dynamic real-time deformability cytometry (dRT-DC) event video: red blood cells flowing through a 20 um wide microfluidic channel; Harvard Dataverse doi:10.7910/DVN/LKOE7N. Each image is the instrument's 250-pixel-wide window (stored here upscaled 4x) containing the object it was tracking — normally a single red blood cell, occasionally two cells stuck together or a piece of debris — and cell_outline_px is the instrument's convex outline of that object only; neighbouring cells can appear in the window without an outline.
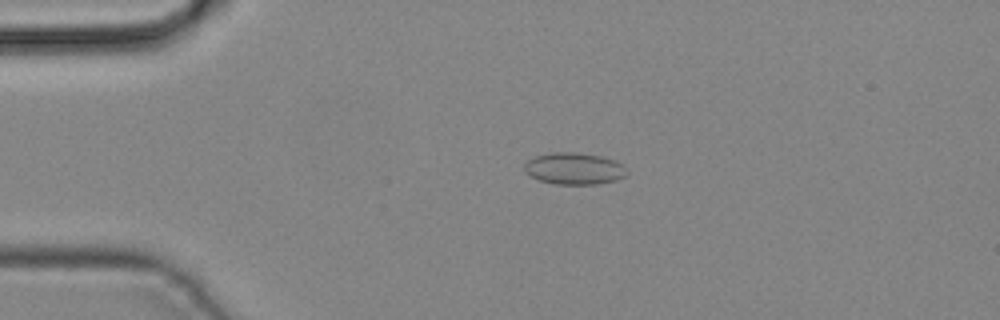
{"species": "common noctule bat (a hibernating species)", "species_latin": "Nyctalus noctula", "temperature_condition": "cold", "stored_images_in_passage": 35, "camera_frame_rate_fps": 3000, "um_per_image_px": 0.085, "animal": {"sex": "male", "body_mass_g": 19.2, "forearm_length_mm": 51.8}, "frame": {"image": 1, "passage_image": 1, "time_ms": 0.0, "image_size_px": [1000, 320], "cell_outline_px": [[628, 176], [616, 180], [596, 184], [556, 184], [540, 180], [524, 172], [524, 164], [528, 160], [536, 156], [548, 152], [576, 152], [600, 156], [616, 160], [624, 164], [628, 168]], "centroid_in_image_um": [48.86, 14.32], "position_along_channel_um": 36.1, "area_um2": 19.25}}
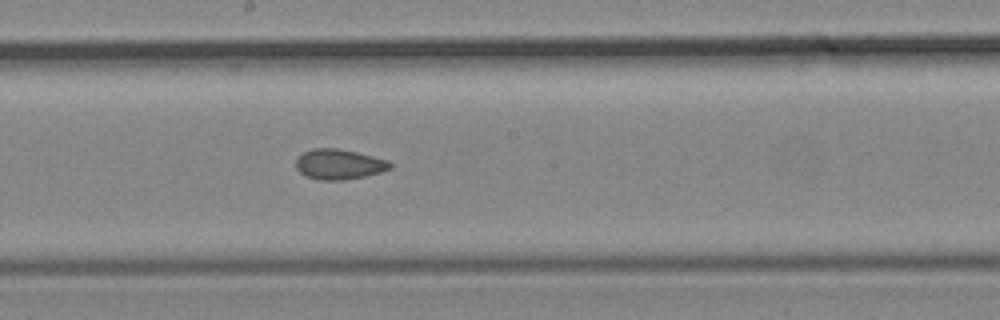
{"frame": {"image": 2, "passage_image": 15, "time_ms": 4.667, "image_size_px": [1000, 320], "cell_outline_px": [[392, 168], [380, 172], [364, 176], [344, 180], [320, 180], [304, 176], [296, 168], [296, 160], [304, 152], [316, 148], [336, 148], [356, 152], [388, 160], [392, 164]], "centroid_in_image_um": [28.82, 13.97], "position_along_channel_um": 219.4, "area_um2": 16.47}}
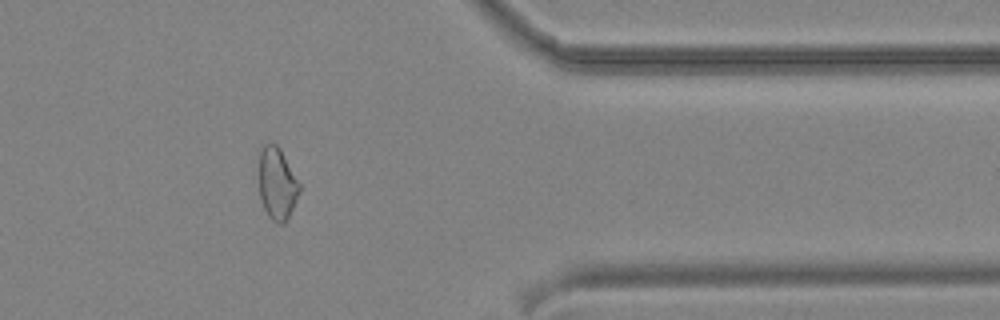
{"frame": {"image": 3, "passage_image": 27, "time_ms": 8.667, "image_size_px": [1000, 320], "cell_outline_px": [[300, 192], [288, 220], [284, 224], [276, 224], [268, 216], [264, 208], [260, 196], [260, 148], [264, 144], [276, 144], [280, 148], [300, 184]], "centroid_in_image_um": [23.57, 15.65], "position_along_channel_um": 387.8, "area_um2": 16.99}}